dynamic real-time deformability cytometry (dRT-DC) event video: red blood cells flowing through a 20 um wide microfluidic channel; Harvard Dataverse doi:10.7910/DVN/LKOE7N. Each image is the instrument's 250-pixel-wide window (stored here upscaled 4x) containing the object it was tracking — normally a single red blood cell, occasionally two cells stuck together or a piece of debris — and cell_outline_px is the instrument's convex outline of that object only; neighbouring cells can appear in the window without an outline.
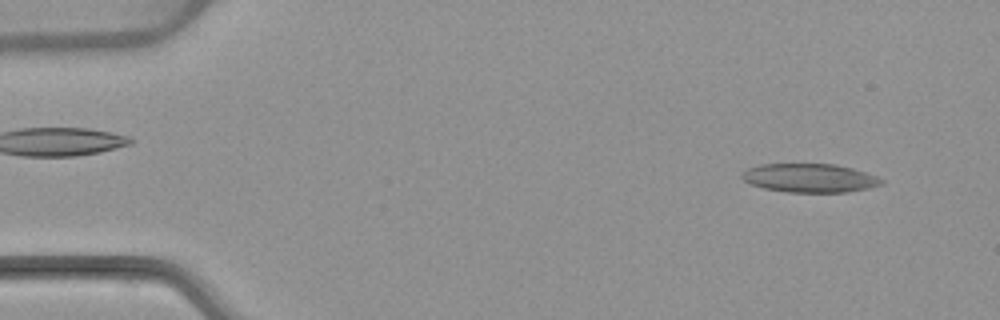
{"species": "common noctule bat (a hibernating species)", "species_latin": "Nyctalus noctula", "temperature_condition": "warm", "stored_images_in_passage": 5, "camera_frame_rate_fps": 3000, "um_per_image_px": 0.085, "animal": {"sex": "female", "body_mass_g": 22.7, "forearm_length_mm": 54.2}, "frame": {"image": 1, "passage_image": 1, "time_ms": 0.0, "image_size_px": [1000, 320], "cell_outline_px": [[884, 184], [868, 188], [848, 192], [788, 192], [764, 188], [752, 184], [744, 180], [740, 176], [748, 168], [760, 164], [836, 164], [852, 168], [876, 176], [884, 180]], "centroid_in_image_um": [68.85, 15.13], "position_along_channel_um": 16.2, "area_um2": 23.24}}
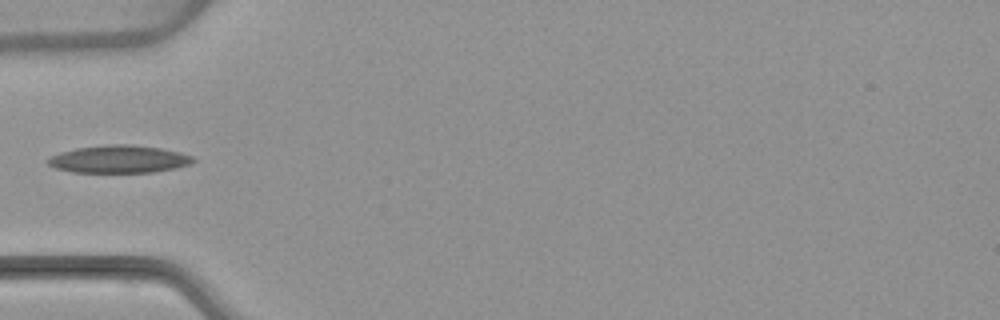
{"frame": {"image": 2, "passage_image": 4, "time_ms": 4.333, "image_size_px": [1000, 320], "cell_outline_px": [[196, 160], [188, 164], [176, 168], [152, 172], [72, 172], [56, 168], [48, 164], [48, 160], [52, 156], [60, 152], [76, 148], [112, 144], [132, 144], [160, 148], [180, 152], [192, 156]], "centroid_in_image_um": [10.13, 13.52], "position_along_channel_um": 74.9, "area_um2": 23.18}}
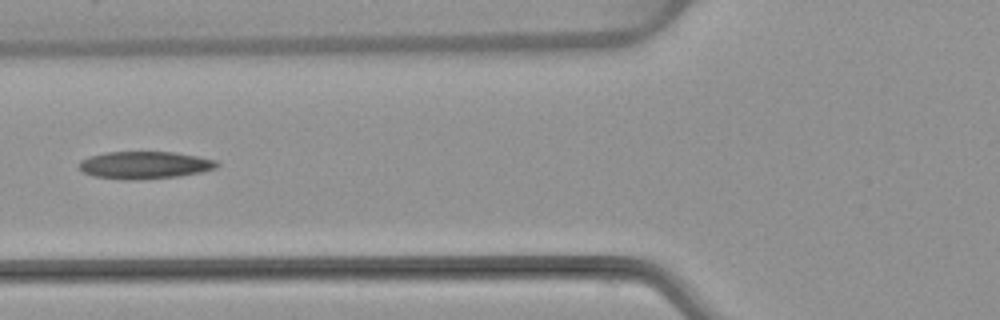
{"frame": {"image": 3, "passage_image": 5, "time_ms": 5.333, "image_size_px": [1000, 320], "cell_outline_px": [[220, 164], [216, 168], [204, 172], [180, 176], [136, 180], [124, 180], [92, 176], [84, 172], [76, 164], [80, 160], [88, 156], [104, 152], [176, 152], [216, 160]], "centroid_in_image_um": [12.28, 14.03], "position_along_channel_um": 113.5, "area_um2": 22.37}}